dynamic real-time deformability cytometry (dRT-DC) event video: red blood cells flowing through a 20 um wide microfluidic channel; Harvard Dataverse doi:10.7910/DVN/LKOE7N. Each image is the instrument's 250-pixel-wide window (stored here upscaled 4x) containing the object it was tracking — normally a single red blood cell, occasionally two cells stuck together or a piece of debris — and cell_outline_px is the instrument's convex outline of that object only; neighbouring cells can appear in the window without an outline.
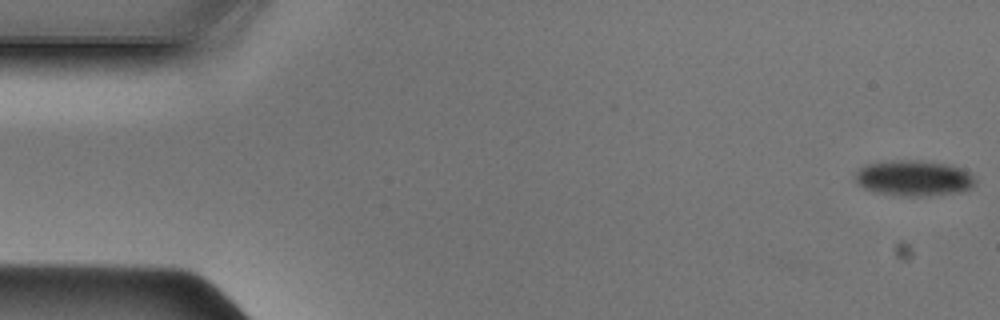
{"species": "Egyptian fruit bat (a non-hibernating species)", "species_latin": "Rousettus aegyptiacus", "temperature_condition": "cold", "stored_images_in_passage": 39, "camera_frame_rate_fps": 3000, "um_per_image_px": 0.085, "animal": {"sex": "male"}, "frame": {"image": 1, "passage_image": 1, "time_ms": 0.0, "image_size_px": [1000, 320], "cell_outline_px": [[976, 184], [972, 188], [964, 192], [920, 196], [904, 196], [876, 192], [864, 188], [856, 184], [856, 172], [860, 168], [868, 164], [892, 160], [920, 160], [948, 164], [972, 172], [976, 180]], "centroid_in_image_um": [77.73, 15.14], "position_along_channel_um": 7.3, "area_um2": 25.2}}
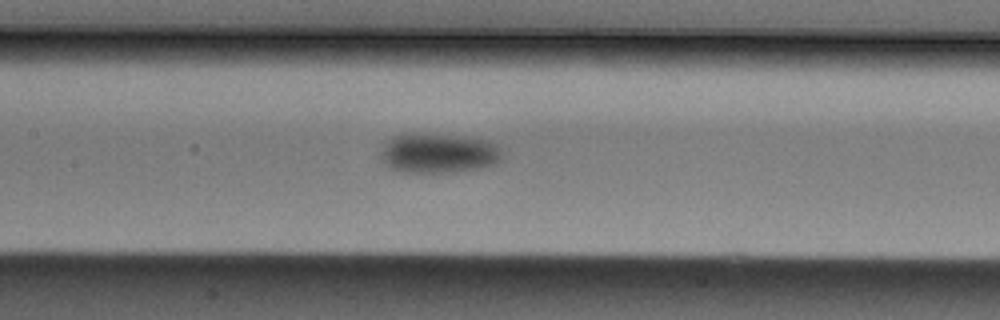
{"frame": {"image": 2, "passage_image": 22, "time_ms": 7.0, "image_size_px": [1000, 320], "cell_outline_px": [[500, 160], [496, 164], [480, 168], [456, 172], [400, 172], [392, 168], [380, 160], [380, 152], [384, 144], [392, 136], [404, 132], [432, 132], [464, 136], [488, 140], [496, 144], [500, 148]], "centroid_in_image_um": [37.23, 12.98], "position_along_channel_um": 170.2, "area_um2": 28.96}}
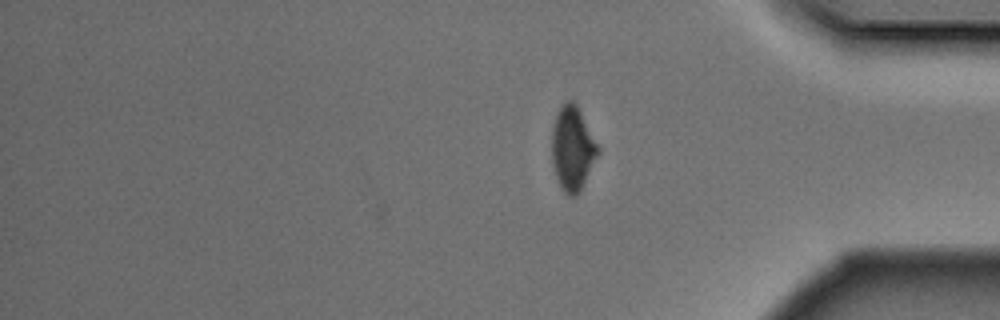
{"frame": {"image": 3, "passage_image": 39, "time_ms": 12.667, "image_size_px": [1000, 320], "cell_outline_px": [[600, 152], [580, 192], [576, 196], [568, 196], [560, 188], [552, 164], [552, 128], [556, 112], [560, 104], [568, 100], [572, 100], [576, 104], [600, 148]], "centroid_in_image_um": [48.66, 12.63], "position_along_channel_um": 386.5, "area_um2": 22.89}}